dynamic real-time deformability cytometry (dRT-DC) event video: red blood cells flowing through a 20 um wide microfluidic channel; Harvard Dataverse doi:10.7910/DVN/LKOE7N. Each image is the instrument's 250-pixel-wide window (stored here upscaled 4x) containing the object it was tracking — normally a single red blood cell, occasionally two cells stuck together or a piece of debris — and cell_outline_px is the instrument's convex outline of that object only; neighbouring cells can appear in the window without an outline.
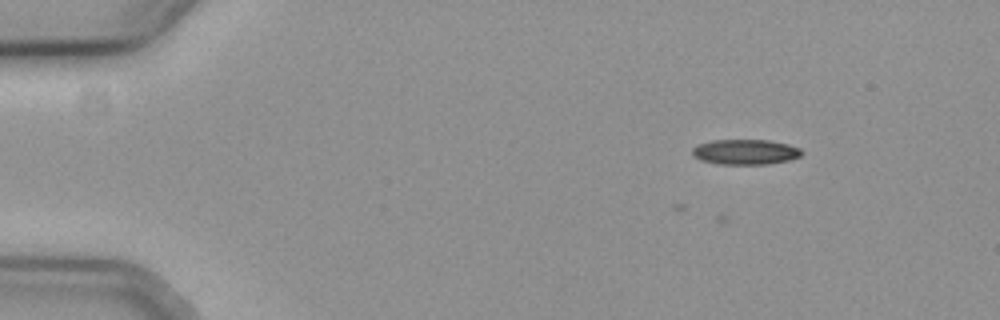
{"species": "common noctule bat (a hibernating species)", "species_latin": "Nyctalus noctula", "temperature_condition": "cold", "stored_images_in_passage": 4, "camera_frame_rate_fps": 3000, "um_per_image_px": 0.085, "animal": {"sex": "female", "body_mass_g": 19.3, "forearm_length_mm": 54.1}, "frame": {"image": 1, "passage_image": 1, "time_ms": 0.0, "image_size_px": [1000, 320], "cell_outline_px": [[804, 152], [800, 156], [788, 160], [768, 164], [720, 164], [700, 160], [692, 156], [692, 148], [696, 144], [712, 140], [768, 140], [788, 144], [800, 148]], "centroid_in_image_um": [63.32, 12.91], "position_along_channel_um": 21.7, "area_um2": 16.18}}